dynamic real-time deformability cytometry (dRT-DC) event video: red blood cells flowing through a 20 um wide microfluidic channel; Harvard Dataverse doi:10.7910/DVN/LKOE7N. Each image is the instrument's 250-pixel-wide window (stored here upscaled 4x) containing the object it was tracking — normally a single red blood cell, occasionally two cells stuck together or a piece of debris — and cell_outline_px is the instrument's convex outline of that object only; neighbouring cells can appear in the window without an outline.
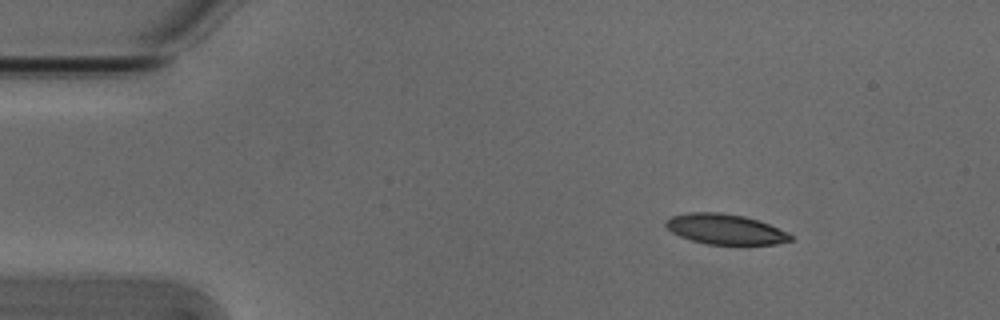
{"species": "Egyptian fruit bat (a non-hibernating species)", "species_latin": "Rousettus aegyptiacus", "temperature_condition": "cold", "stored_images_in_passage": 53, "camera_frame_rate_fps": 3000, "um_per_image_px": 0.085, "animal": {"sex": "male"}, "frame": {"image": 1, "passage_image": 7, "time_ms": 2.0, "image_size_px": [1000, 320], "cell_outline_px": [[792, 240], [776, 244], [704, 244], [680, 236], [672, 232], [664, 224], [664, 220], [672, 216], [692, 212], [720, 212], [744, 216], [768, 224], [788, 232], [792, 236]], "centroid_in_image_um": [61.62, 19.48], "position_along_channel_um": 23.4, "area_um2": 21.85}}
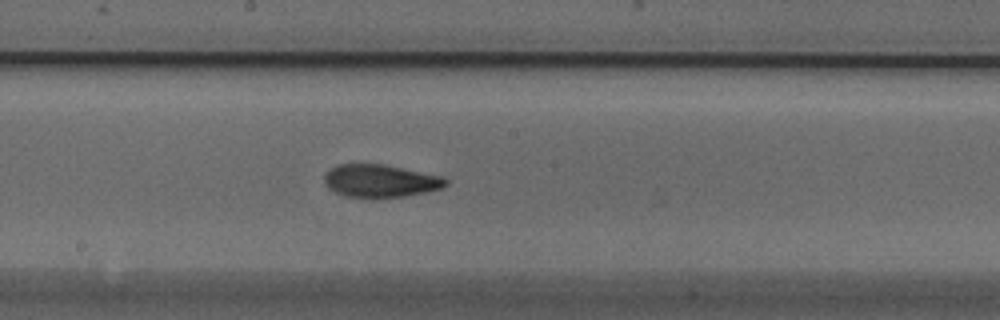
{"frame": {"image": 2, "passage_image": 28, "time_ms": 9.0, "image_size_px": [1000, 320], "cell_outline_px": [[448, 184], [440, 188], [428, 192], [404, 196], [372, 200], [344, 196], [328, 188], [324, 184], [324, 176], [332, 168], [340, 164], [384, 164], [444, 176], [448, 180]], "centroid_in_image_um": [32.34, 15.41], "position_along_channel_um": 215.9, "area_um2": 23.76}}
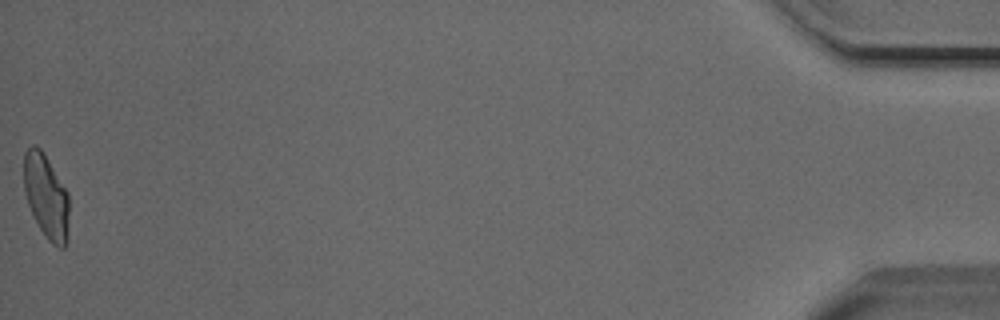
{"frame": {"image": 3, "passage_image": 53, "time_ms": 17.333, "image_size_px": [1000, 320], "cell_outline_px": [[68, 236], [64, 248], [60, 248], [52, 244], [48, 240], [40, 228], [28, 204], [24, 192], [24, 152], [32, 144], [36, 144], [44, 152], [68, 192]], "centroid_in_image_um": [3.93, 16.66], "position_along_channel_um": 431.3, "area_um2": 22.25}, "authors_computed_cell_mechanics": {"area_um2": 22.7732, "velocity_mm_per_s": 3.8369, "shape_relaxation_time_tau1_ms": 5.2896, "shape_relaxation_time_tau2_ms": 2.5723, "deformation_change_tau1": 0.1823, "deformation_change_tau2": 0.08}}